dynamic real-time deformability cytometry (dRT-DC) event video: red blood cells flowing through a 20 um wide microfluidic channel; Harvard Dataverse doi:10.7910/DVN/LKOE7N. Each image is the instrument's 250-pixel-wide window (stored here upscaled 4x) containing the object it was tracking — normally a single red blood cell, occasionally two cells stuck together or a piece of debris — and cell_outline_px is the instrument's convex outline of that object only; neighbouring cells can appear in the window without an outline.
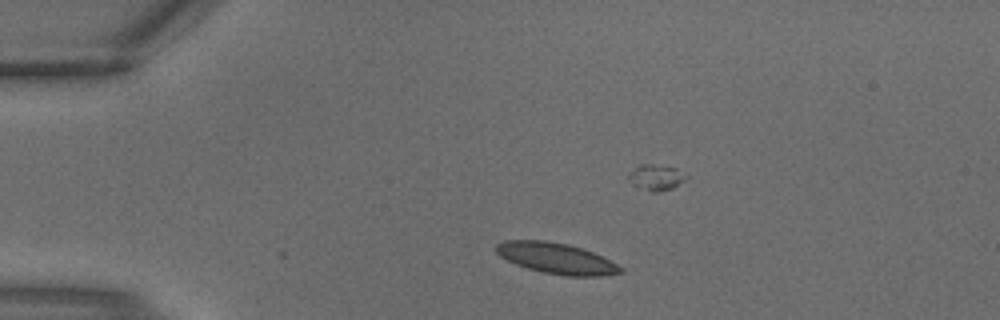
{"species": "common noctule bat (a hibernating species)", "species_latin": "Nyctalus noctula", "temperature_condition": "warm", "stored_images_in_passage": 4, "camera_frame_rate_fps": 3000, "um_per_image_px": 0.085, "animal": {"sex": "male", "body_mass_g": 18.8}, "frame": {"image": 1, "passage_image": 2, "time_ms": 0.333, "image_size_px": [1000, 320], "cell_outline_px": [[624, 272], [600, 276], [568, 276], [544, 272], [528, 268], [516, 264], [500, 256], [496, 252], [496, 244], [504, 240], [544, 240], [568, 244], [592, 252], [624, 268]], "centroid_in_image_um": [47.27, 21.95], "position_along_channel_um": 37.7, "area_um2": 22.08}}